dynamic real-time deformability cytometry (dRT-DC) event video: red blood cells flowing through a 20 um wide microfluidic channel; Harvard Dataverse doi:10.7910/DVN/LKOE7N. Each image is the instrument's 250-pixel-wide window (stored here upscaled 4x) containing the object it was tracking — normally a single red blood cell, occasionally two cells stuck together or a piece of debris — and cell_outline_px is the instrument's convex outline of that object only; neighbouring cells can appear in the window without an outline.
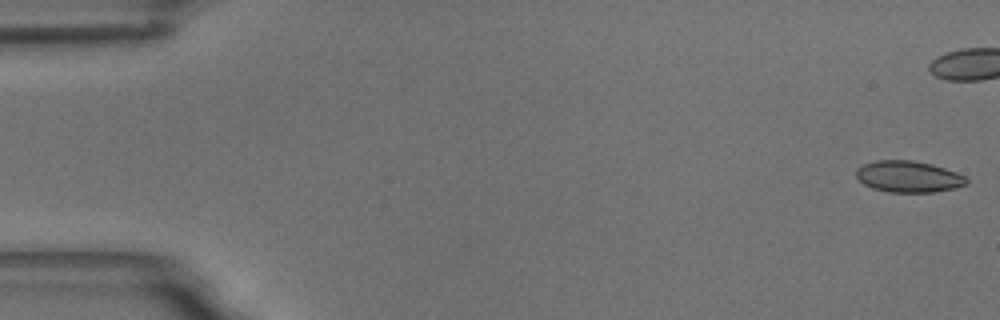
{"species": "common noctule bat (a hibernating species)", "species_latin": "Nyctalus noctula", "temperature_condition": "room temperature", "stored_images_in_passage": 46, "camera_frame_rate_fps": 3000, "um_per_image_px": 0.085, "animal": {"sex": "male", "body_mass_g": 18.8}, "frame": {"image": 1, "passage_image": 1, "time_ms": 0.0, "image_size_px": [1000, 320], "cell_outline_px": [[968, 184], [956, 188], [932, 192], [888, 192], [872, 188], [864, 184], [856, 176], [856, 168], [864, 164], [876, 160], [912, 160], [932, 164], [956, 172], [964, 176], [968, 180]], "centroid_in_image_um": [77.22, 15.01], "position_along_channel_um": 7.8, "area_um2": 20.23}}